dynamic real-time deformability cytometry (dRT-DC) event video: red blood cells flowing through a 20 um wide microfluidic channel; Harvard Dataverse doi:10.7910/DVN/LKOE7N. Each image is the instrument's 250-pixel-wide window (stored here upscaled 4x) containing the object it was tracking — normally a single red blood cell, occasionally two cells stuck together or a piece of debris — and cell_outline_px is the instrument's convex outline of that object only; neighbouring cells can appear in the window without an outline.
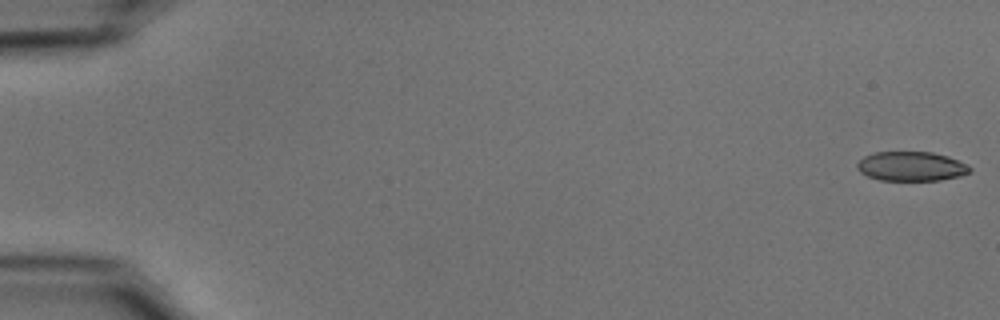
{"species": "common noctule bat (a hibernating species)", "species_latin": "Nyctalus noctula", "temperature_condition": "cold", "stored_images_in_passage": 55, "camera_frame_rate_fps": 3000, "um_per_image_px": 0.085, "animal": {"sex": "male", "body_mass_g": 15.6}, "frame": {"image": 1, "passage_image": 1, "time_ms": 0.0, "image_size_px": [1000, 320], "cell_outline_px": [[972, 172], [960, 176], [940, 180], [880, 180], [868, 176], [860, 172], [856, 168], [856, 164], [864, 156], [872, 152], [932, 152], [948, 156], [968, 164], [972, 168]], "centroid_in_image_um": [77.48, 14.13], "position_along_channel_um": 7.5, "area_um2": 19.48}}
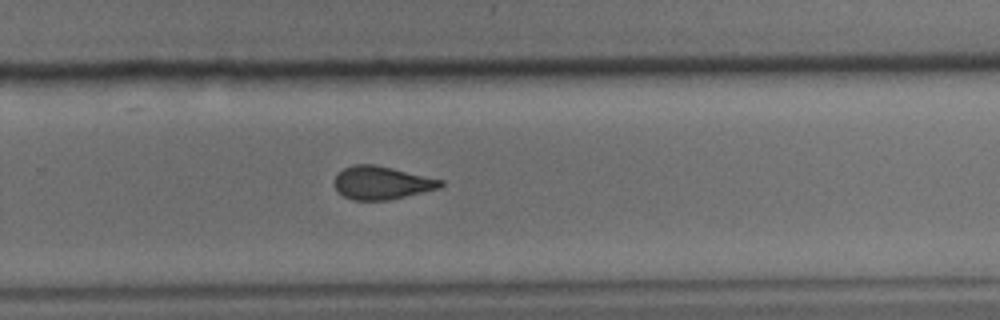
{"frame": {"image": 2, "passage_image": 37, "time_ms": 12.0, "image_size_px": [1000, 320], "cell_outline_px": [[444, 184], [440, 188], [388, 200], [352, 200], [344, 196], [332, 184], [332, 180], [344, 168], [356, 164], [372, 164], [392, 168], [444, 180]], "centroid_in_image_um": [32.43, 15.54], "position_along_channel_um": 297.4, "area_um2": 20.4}}
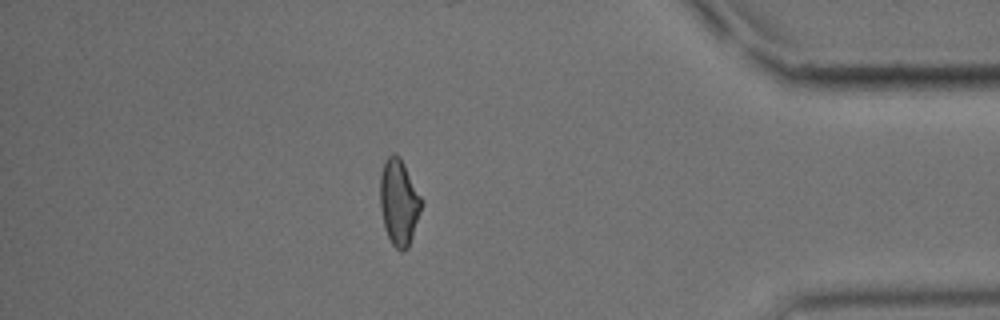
{"frame": {"image": 3, "passage_image": 48, "time_ms": 15.667, "image_size_px": [1000, 320], "cell_outline_px": [[424, 204], [408, 248], [400, 252], [392, 244], [384, 228], [380, 208], [380, 176], [384, 160], [392, 152], [400, 156], [424, 200]], "centroid_in_image_um": [33.93, 17.17], "position_along_channel_um": 401.3, "area_um2": 21.21}, "authors_computed_cell_mechanics": {"area_um2": 20.9236, "velocity_mm_per_s": 3.7038, "shape_relaxation_time_tau1_ms": 3.912, "shape_relaxation_time_tau2_ms": 1.7747, "deformation_change_tau1": 0.1194, "deformation_change_tau2": 0.0661}}